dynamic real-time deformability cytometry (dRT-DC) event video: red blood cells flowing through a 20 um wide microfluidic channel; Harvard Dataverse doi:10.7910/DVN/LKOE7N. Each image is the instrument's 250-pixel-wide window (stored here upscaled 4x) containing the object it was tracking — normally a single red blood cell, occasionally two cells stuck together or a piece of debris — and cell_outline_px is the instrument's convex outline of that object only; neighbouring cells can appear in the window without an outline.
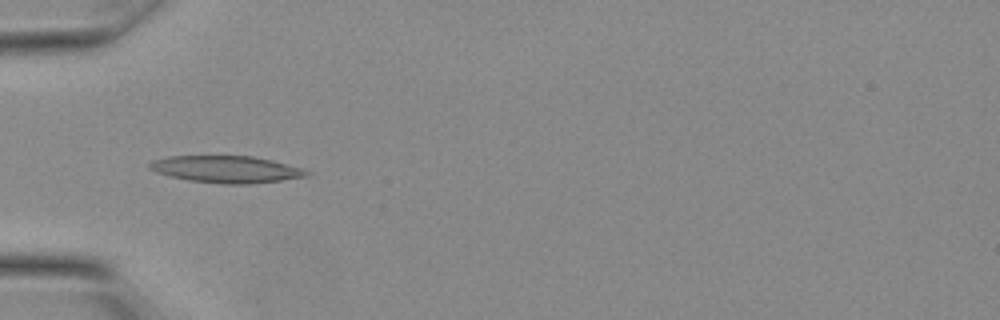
{"species": "Egyptian fruit bat (a non-hibernating species)", "species_latin": "Rousettus aegyptiacus", "temperature_condition": "warm", "stored_images_in_passage": 9, "camera_frame_rate_fps": 3000, "um_per_image_px": 0.085, "animal": {"sex": "female"}, "frame": {"image": 1, "passage_image": 6, "time_ms": 1.667, "image_size_px": [1000, 320], "cell_outline_px": [[308, 176], [280, 180], [248, 184], [224, 184], [188, 180], [156, 172], [148, 168], [148, 164], [152, 160], [168, 156], [252, 156], [272, 160], [300, 168], [308, 172]], "centroid_in_image_um": [19.18, 14.38], "position_along_channel_um": 65.8, "area_um2": 24.39}}
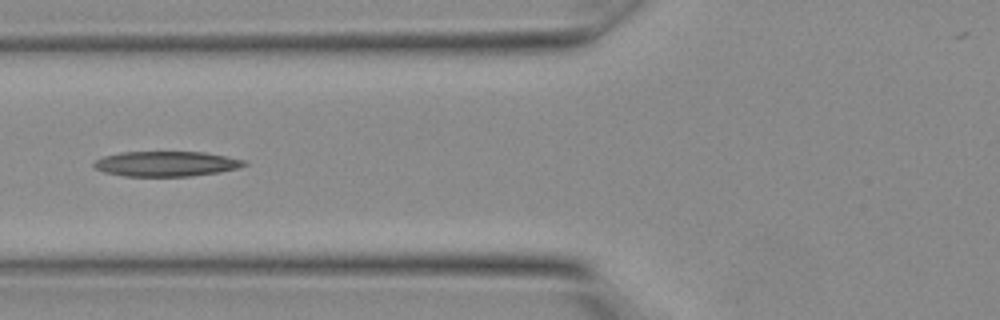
{"frame": {"image": 2, "passage_image": 8, "time_ms": 2.333, "image_size_px": [1000, 320], "cell_outline_px": [[248, 164], [236, 168], [220, 172], [192, 176], [124, 176], [104, 172], [96, 168], [92, 164], [96, 160], [104, 156], [120, 152], [204, 152], [228, 156], [244, 160]], "centroid_in_image_um": [14.13, 13.92], "position_along_channel_um": 111.7, "area_um2": 21.96}}